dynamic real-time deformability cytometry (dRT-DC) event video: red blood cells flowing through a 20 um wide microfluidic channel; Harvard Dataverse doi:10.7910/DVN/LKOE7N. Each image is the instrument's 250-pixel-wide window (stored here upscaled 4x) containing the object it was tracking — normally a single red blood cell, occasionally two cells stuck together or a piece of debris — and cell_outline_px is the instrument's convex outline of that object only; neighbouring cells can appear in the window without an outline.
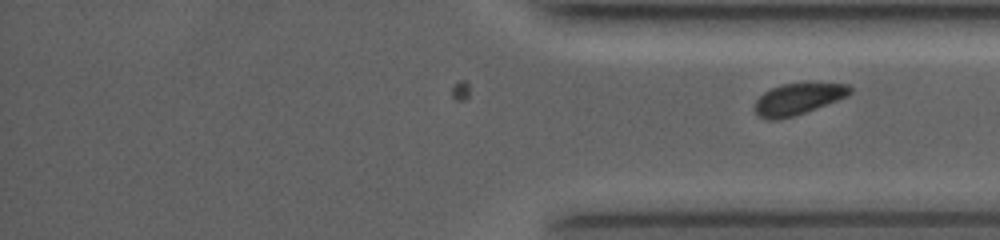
{"species": "common noctule bat (a hibernating species)", "species_latin": "Nyctalus noctula", "temperature_condition": "room temperature", "stored_images_in_passage": 41, "camera_frame_rate_fps": 4000, "um_per_image_px": 0.085, "animal": {"sex": "female", "body_mass_g": 19.0, "forearm_length_mm": 53.3}, "frame": {"image": 1, "passage_image": 41, "time_ms": 10.0, "image_size_px": [1000, 240], "cell_outline_px": [[852, 92], [848, 96], [804, 112], [780, 120], [768, 120], [756, 116], [752, 108], [756, 100], [764, 92], [780, 84], [848, 84], [852, 88]], "centroid_in_image_um": [67.75, 8.44], "position_along_channel_um": 367.4, "area_um2": 17.28}}